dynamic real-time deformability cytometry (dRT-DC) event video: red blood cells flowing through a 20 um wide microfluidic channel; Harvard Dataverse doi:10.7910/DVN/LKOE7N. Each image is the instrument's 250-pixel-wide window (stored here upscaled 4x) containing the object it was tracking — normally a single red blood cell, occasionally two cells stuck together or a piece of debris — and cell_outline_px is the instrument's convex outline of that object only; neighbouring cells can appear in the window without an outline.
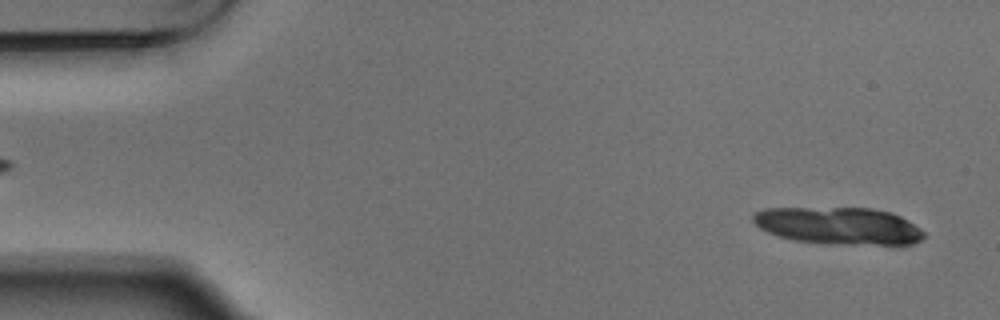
{"species": "Egyptian fruit bat (a non-hibernating species)", "species_latin": "Rousettus aegyptiacus", "temperature_condition": "warm", "stored_images_in_passage": 5, "segment_of_instrument_passage": [2, 2], "camera_frame_rate_fps": 3000, "um_per_image_px": 0.085, "animal": {"sex": "male"}, "frame": {"image": 1, "passage_image": 5, "time_ms": 1.333, "image_size_px": [1000, 320], "cell_outline_px": [[928, 236], [912, 244], [844, 244], [792, 240], [776, 236], [760, 228], [752, 220], [752, 216], [756, 212], [764, 208], [872, 208], [892, 212], [900, 216], [920, 228]], "centroid_in_image_um": [71.29, 19.18], "position_along_channel_um": 13.7, "area_um2": 36.99}}